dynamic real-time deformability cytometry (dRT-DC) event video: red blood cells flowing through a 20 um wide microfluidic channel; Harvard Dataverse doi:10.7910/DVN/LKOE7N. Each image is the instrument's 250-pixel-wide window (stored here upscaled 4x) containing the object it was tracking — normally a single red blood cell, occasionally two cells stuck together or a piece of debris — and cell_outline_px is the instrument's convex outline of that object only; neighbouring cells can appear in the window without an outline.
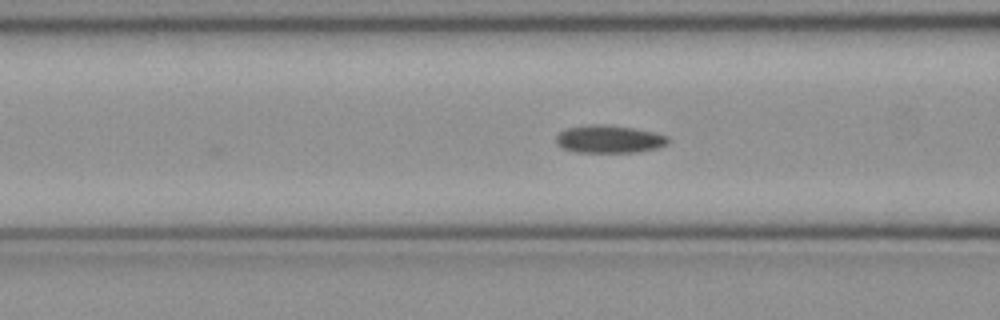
{"species": "common noctule bat (a hibernating species)", "species_latin": "Nyctalus noctula", "temperature_condition": "cold", "stored_images_in_passage": 26, "camera_frame_rate_fps": 3000, "um_per_image_px": 0.085, "animal": {"sex": "female", "body_mass_g": 21.9}, "frame": {"image": 1, "passage_image": 4, "time_ms": 1.0, "image_size_px": [1000, 320], "cell_outline_px": [[668, 144], [660, 148], [636, 152], [572, 152], [560, 148], [556, 144], [556, 136], [560, 132], [568, 128], [592, 124], [604, 124], [632, 128], [652, 132], [668, 136]], "centroid_in_image_um": [51.75, 11.84], "position_along_channel_um": 114.8, "area_um2": 18.21}}
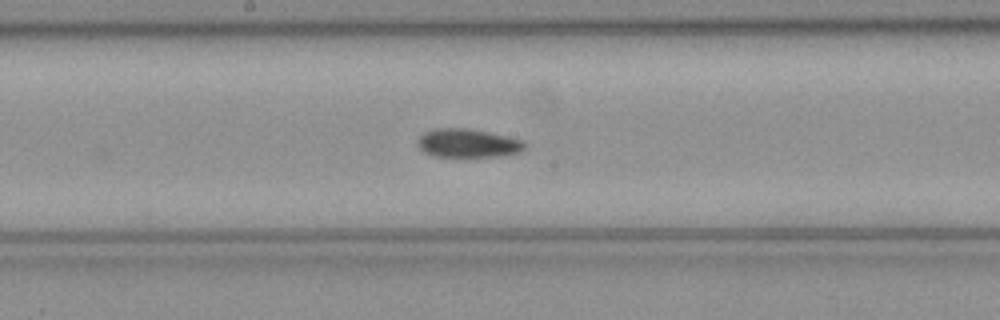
{"frame": {"image": 2, "passage_image": 11, "time_ms": 3.333, "image_size_px": [1000, 320], "cell_outline_px": [[524, 148], [520, 152], [496, 156], [432, 156], [424, 152], [416, 144], [416, 140], [424, 132], [432, 128], [468, 128], [488, 132], [524, 140]], "centroid_in_image_um": [39.71, 12.15], "position_along_channel_um": 208.5, "area_um2": 17.8}}
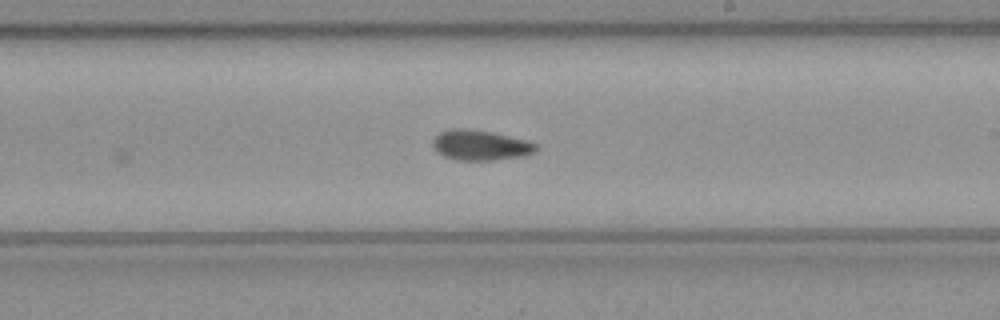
{"frame": {"image": 3, "passage_image": 14, "time_ms": 4.333, "image_size_px": [1000, 320], "cell_outline_px": [[540, 148], [536, 152], [524, 156], [492, 160], [456, 160], [444, 156], [436, 152], [432, 148], [432, 140], [440, 132], [452, 128], [464, 128], [492, 132], [528, 140], [536, 144]], "centroid_in_image_um": [40.84, 12.34], "position_along_channel_um": 248.2, "area_um2": 18.44}}